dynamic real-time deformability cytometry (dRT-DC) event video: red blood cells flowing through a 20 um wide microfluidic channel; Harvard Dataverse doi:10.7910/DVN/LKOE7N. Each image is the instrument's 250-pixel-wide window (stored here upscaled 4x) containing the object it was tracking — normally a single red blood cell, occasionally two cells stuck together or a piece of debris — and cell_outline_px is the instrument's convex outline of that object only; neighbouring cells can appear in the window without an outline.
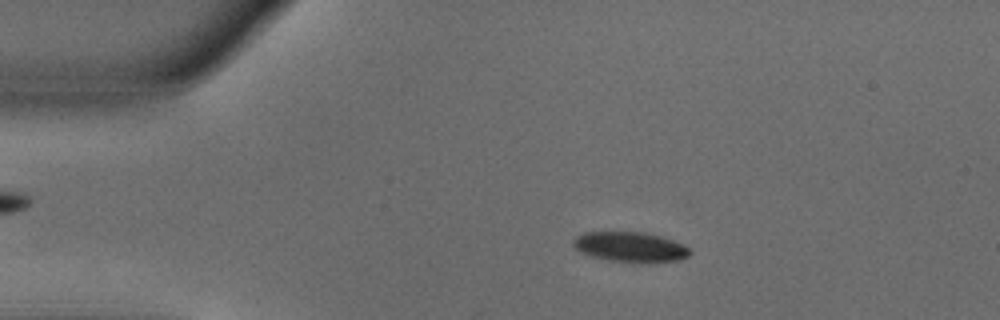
{"species": "common noctule bat (a hibernating species)", "species_latin": "Nyctalus noctula", "temperature_condition": "warm", "stored_images_in_passage": 51, "camera_frame_rate_fps": 3000, "um_per_image_px": 0.085, "animal": {"sex": "male", "body_mass_g": 18.8}, "frame": {"image": 1, "passage_image": 9, "time_ms": 2.667, "image_size_px": [1000, 320], "cell_outline_px": [[692, 252], [688, 256], [680, 260], [608, 260], [592, 256], [580, 252], [572, 244], [572, 240], [576, 236], [584, 232], [644, 232], [660, 236], [684, 244]], "centroid_in_image_um": [53.53, 20.94], "position_along_channel_um": 31.5, "area_um2": 19.71}}
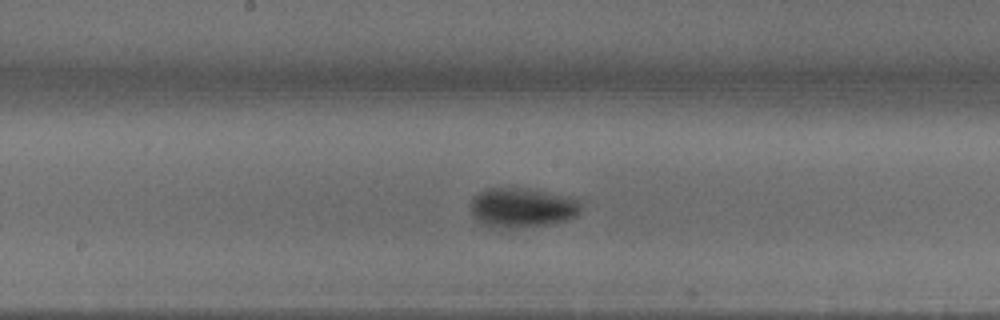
{"frame": {"image": 2, "passage_image": 26, "time_ms": 8.333, "image_size_px": [1000, 320], "cell_outline_px": [[580, 212], [576, 216], [568, 220], [548, 224], [512, 228], [488, 228], [480, 224], [472, 216], [472, 196], [488, 188], [532, 188], [576, 196], [580, 200]], "centroid_in_image_um": [44.42, 17.64], "position_along_channel_um": 203.8, "area_um2": 26.24}}
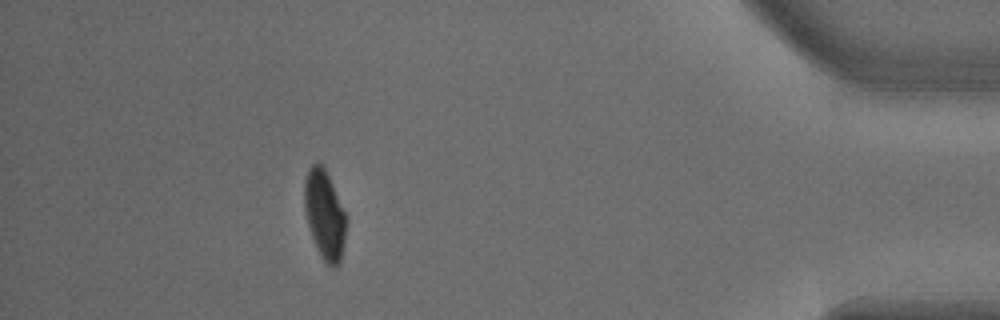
{"frame": {"image": 3, "passage_image": 46, "time_ms": 15.0, "image_size_px": [1000, 320], "cell_outline_px": [[348, 220], [340, 260], [336, 268], [332, 268], [320, 256], [316, 248], [308, 224], [304, 208], [304, 180], [308, 168], [316, 160], [324, 168], [348, 216]], "centroid_in_image_um": [27.59, 18.24], "position_along_channel_um": 407.6, "area_um2": 21.85}, "authors_computed_cell_mechanics": {"area_um2": 22.1374, "velocity_mm_per_s": 3.8491, "shape_relaxation_time_tau1_ms": 3.0883, "shape_relaxation_time_tau2_ms": null, "deformation_change_tau1": 0.149, "deformation_change_tau2": null}}